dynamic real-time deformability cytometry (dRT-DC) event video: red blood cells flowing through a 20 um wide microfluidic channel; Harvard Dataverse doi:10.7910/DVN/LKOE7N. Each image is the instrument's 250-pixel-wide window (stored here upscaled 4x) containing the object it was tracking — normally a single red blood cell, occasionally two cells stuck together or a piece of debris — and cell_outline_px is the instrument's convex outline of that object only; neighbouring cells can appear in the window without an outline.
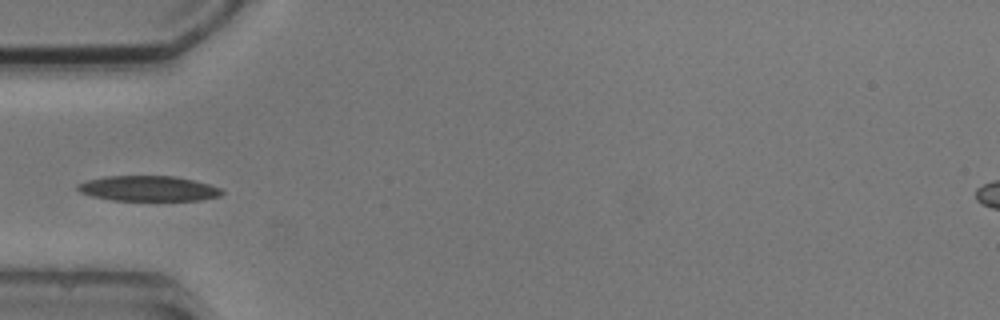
{"species": "common noctule bat (a hibernating species)", "species_latin": "Nyctalus noctula", "temperature_condition": "cold", "stored_images_in_passage": 8, "camera_frame_rate_fps": 3000, "um_per_image_px": 0.085, "animal": {"sex": "male", "body_mass_g": 20.5, "forearm_length_mm": 52.5}, "frame": {"image": 1, "passage_image": 5, "time_ms": 5.0, "image_size_px": [1000, 320], "cell_outline_px": [[224, 192], [220, 196], [200, 200], [112, 200], [92, 196], [80, 192], [76, 188], [76, 184], [88, 180], [108, 176], [176, 176], [208, 184], [220, 188]], "centroid_in_image_um": [12.59, 16.02], "position_along_channel_um": 72.4, "area_um2": 21.1}}
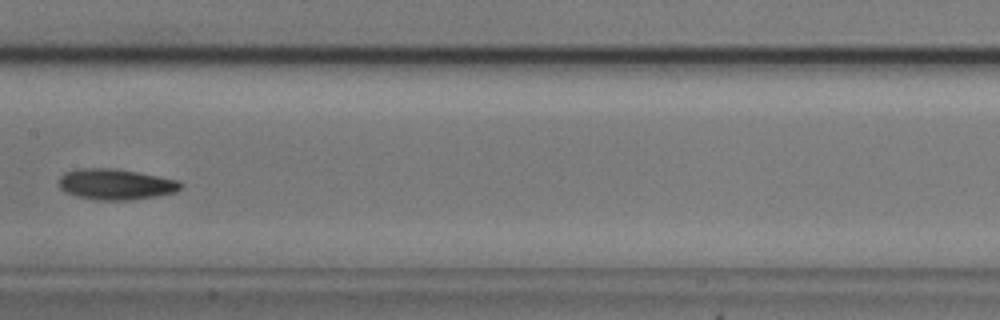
{"frame": {"image": 2, "passage_image": 8, "time_ms": 8.333, "image_size_px": [1000, 320], "cell_outline_px": [[184, 184], [176, 192], [156, 196], [132, 200], [96, 200], [76, 196], [64, 192], [60, 188], [60, 176], [64, 172], [76, 168], [116, 168], [180, 180]], "centroid_in_image_um": [9.84, 15.66], "position_along_channel_um": 197.6, "area_um2": 22.14}}